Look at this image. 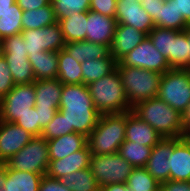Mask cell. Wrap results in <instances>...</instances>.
I'll use <instances>...</instances> for the list:
<instances>
[{"instance_id": "1", "label": "cell", "mask_w": 190, "mask_h": 191, "mask_svg": "<svg viewBox=\"0 0 190 191\" xmlns=\"http://www.w3.org/2000/svg\"><path fill=\"white\" fill-rule=\"evenodd\" d=\"M59 111L66 117L68 129L86 137L96 127L101 116L84 84H63Z\"/></svg>"}, {"instance_id": "2", "label": "cell", "mask_w": 190, "mask_h": 191, "mask_svg": "<svg viewBox=\"0 0 190 191\" xmlns=\"http://www.w3.org/2000/svg\"><path fill=\"white\" fill-rule=\"evenodd\" d=\"M132 112L150 124L163 138L183 137V114L158 97L135 104Z\"/></svg>"}, {"instance_id": "3", "label": "cell", "mask_w": 190, "mask_h": 191, "mask_svg": "<svg viewBox=\"0 0 190 191\" xmlns=\"http://www.w3.org/2000/svg\"><path fill=\"white\" fill-rule=\"evenodd\" d=\"M127 112L101 114L96 127L87 137L89 151L94 155L118 153L125 141Z\"/></svg>"}, {"instance_id": "4", "label": "cell", "mask_w": 190, "mask_h": 191, "mask_svg": "<svg viewBox=\"0 0 190 191\" xmlns=\"http://www.w3.org/2000/svg\"><path fill=\"white\" fill-rule=\"evenodd\" d=\"M93 105L101 114L132 110L116 68L99 80L87 85Z\"/></svg>"}, {"instance_id": "5", "label": "cell", "mask_w": 190, "mask_h": 191, "mask_svg": "<svg viewBox=\"0 0 190 191\" xmlns=\"http://www.w3.org/2000/svg\"><path fill=\"white\" fill-rule=\"evenodd\" d=\"M116 70L132 107L139 102L158 96L162 74L142 68L121 66L118 62Z\"/></svg>"}, {"instance_id": "6", "label": "cell", "mask_w": 190, "mask_h": 191, "mask_svg": "<svg viewBox=\"0 0 190 191\" xmlns=\"http://www.w3.org/2000/svg\"><path fill=\"white\" fill-rule=\"evenodd\" d=\"M0 54L7 61L15 85L30 84L36 81L21 33L2 39Z\"/></svg>"}, {"instance_id": "7", "label": "cell", "mask_w": 190, "mask_h": 191, "mask_svg": "<svg viewBox=\"0 0 190 191\" xmlns=\"http://www.w3.org/2000/svg\"><path fill=\"white\" fill-rule=\"evenodd\" d=\"M157 97L184 115L190 103V70L170 69L162 74Z\"/></svg>"}, {"instance_id": "8", "label": "cell", "mask_w": 190, "mask_h": 191, "mask_svg": "<svg viewBox=\"0 0 190 191\" xmlns=\"http://www.w3.org/2000/svg\"><path fill=\"white\" fill-rule=\"evenodd\" d=\"M4 164L12 170L45 175L49 165L48 141L42 136H34Z\"/></svg>"}, {"instance_id": "9", "label": "cell", "mask_w": 190, "mask_h": 191, "mask_svg": "<svg viewBox=\"0 0 190 191\" xmlns=\"http://www.w3.org/2000/svg\"><path fill=\"white\" fill-rule=\"evenodd\" d=\"M90 170L100 187L110 184L126 183L134 168L119 153L91 155Z\"/></svg>"}, {"instance_id": "10", "label": "cell", "mask_w": 190, "mask_h": 191, "mask_svg": "<svg viewBox=\"0 0 190 191\" xmlns=\"http://www.w3.org/2000/svg\"><path fill=\"white\" fill-rule=\"evenodd\" d=\"M35 86L33 83L15 85L0 100V120L14 123L18 116L23 115L35 106Z\"/></svg>"}, {"instance_id": "11", "label": "cell", "mask_w": 190, "mask_h": 191, "mask_svg": "<svg viewBox=\"0 0 190 191\" xmlns=\"http://www.w3.org/2000/svg\"><path fill=\"white\" fill-rule=\"evenodd\" d=\"M21 34L28 55L43 51H60L66 44L58 22L40 29L22 30Z\"/></svg>"}, {"instance_id": "12", "label": "cell", "mask_w": 190, "mask_h": 191, "mask_svg": "<svg viewBox=\"0 0 190 191\" xmlns=\"http://www.w3.org/2000/svg\"><path fill=\"white\" fill-rule=\"evenodd\" d=\"M118 63L121 66L147 69L160 74H164L171 69L167 60L155 48L148 37L122 57Z\"/></svg>"}, {"instance_id": "13", "label": "cell", "mask_w": 190, "mask_h": 191, "mask_svg": "<svg viewBox=\"0 0 190 191\" xmlns=\"http://www.w3.org/2000/svg\"><path fill=\"white\" fill-rule=\"evenodd\" d=\"M117 24H126L146 35L155 27L152 18L143 9L141 0H117L115 12Z\"/></svg>"}, {"instance_id": "14", "label": "cell", "mask_w": 190, "mask_h": 191, "mask_svg": "<svg viewBox=\"0 0 190 191\" xmlns=\"http://www.w3.org/2000/svg\"><path fill=\"white\" fill-rule=\"evenodd\" d=\"M34 136L15 123L0 120V163H5Z\"/></svg>"}, {"instance_id": "15", "label": "cell", "mask_w": 190, "mask_h": 191, "mask_svg": "<svg viewBox=\"0 0 190 191\" xmlns=\"http://www.w3.org/2000/svg\"><path fill=\"white\" fill-rule=\"evenodd\" d=\"M91 155L89 147L86 145L82 150L71 153L62 159L49 160L45 175L59 180L61 177L75 171L87 169L90 167Z\"/></svg>"}, {"instance_id": "16", "label": "cell", "mask_w": 190, "mask_h": 191, "mask_svg": "<svg viewBox=\"0 0 190 191\" xmlns=\"http://www.w3.org/2000/svg\"><path fill=\"white\" fill-rule=\"evenodd\" d=\"M169 180L190 181V145L183 138H171Z\"/></svg>"}, {"instance_id": "17", "label": "cell", "mask_w": 190, "mask_h": 191, "mask_svg": "<svg viewBox=\"0 0 190 191\" xmlns=\"http://www.w3.org/2000/svg\"><path fill=\"white\" fill-rule=\"evenodd\" d=\"M116 25V18L89 10L86 41L111 47Z\"/></svg>"}, {"instance_id": "18", "label": "cell", "mask_w": 190, "mask_h": 191, "mask_svg": "<svg viewBox=\"0 0 190 191\" xmlns=\"http://www.w3.org/2000/svg\"><path fill=\"white\" fill-rule=\"evenodd\" d=\"M147 38L144 32L126 24H117L110 47L111 56L118 62Z\"/></svg>"}, {"instance_id": "19", "label": "cell", "mask_w": 190, "mask_h": 191, "mask_svg": "<svg viewBox=\"0 0 190 191\" xmlns=\"http://www.w3.org/2000/svg\"><path fill=\"white\" fill-rule=\"evenodd\" d=\"M163 137L147 122L141 120L132 110L127 111L125 140L154 147Z\"/></svg>"}, {"instance_id": "20", "label": "cell", "mask_w": 190, "mask_h": 191, "mask_svg": "<svg viewBox=\"0 0 190 191\" xmlns=\"http://www.w3.org/2000/svg\"><path fill=\"white\" fill-rule=\"evenodd\" d=\"M171 155V138H163L152 147L146 166L147 172L160 184L169 180V159Z\"/></svg>"}, {"instance_id": "21", "label": "cell", "mask_w": 190, "mask_h": 191, "mask_svg": "<svg viewBox=\"0 0 190 191\" xmlns=\"http://www.w3.org/2000/svg\"><path fill=\"white\" fill-rule=\"evenodd\" d=\"M86 145L87 137L78 132L48 140L49 160L62 159L71 153L82 150Z\"/></svg>"}, {"instance_id": "22", "label": "cell", "mask_w": 190, "mask_h": 191, "mask_svg": "<svg viewBox=\"0 0 190 191\" xmlns=\"http://www.w3.org/2000/svg\"><path fill=\"white\" fill-rule=\"evenodd\" d=\"M33 84L37 108H59L63 84L58 78L36 80Z\"/></svg>"}, {"instance_id": "23", "label": "cell", "mask_w": 190, "mask_h": 191, "mask_svg": "<svg viewBox=\"0 0 190 191\" xmlns=\"http://www.w3.org/2000/svg\"><path fill=\"white\" fill-rule=\"evenodd\" d=\"M59 51H43L28 55L35 80L54 79L58 77Z\"/></svg>"}, {"instance_id": "24", "label": "cell", "mask_w": 190, "mask_h": 191, "mask_svg": "<svg viewBox=\"0 0 190 191\" xmlns=\"http://www.w3.org/2000/svg\"><path fill=\"white\" fill-rule=\"evenodd\" d=\"M64 49L78 62L104 58L110 55V47L86 40L66 43Z\"/></svg>"}, {"instance_id": "25", "label": "cell", "mask_w": 190, "mask_h": 191, "mask_svg": "<svg viewBox=\"0 0 190 191\" xmlns=\"http://www.w3.org/2000/svg\"><path fill=\"white\" fill-rule=\"evenodd\" d=\"M44 174L27 171H16L7 168L4 191H39V186Z\"/></svg>"}, {"instance_id": "26", "label": "cell", "mask_w": 190, "mask_h": 191, "mask_svg": "<svg viewBox=\"0 0 190 191\" xmlns=\"http://www.w3.org/2000/svg\"><path fill=\"white\" fill-rule=\"evenodd\" d=\"M88 12L73 13L59 19L65 43L86 40Z\"/></svg>"}, {"instance_id": "27", "label": "cell", "mask_w": 190, "mask_h": 191, "mask_svg": "<svg viewBox=\"0 0 190 191\" xmlns=\"http://www.w3.org/2000/svg\"><path fill=\"white\" fill-rule=\"evenodd\" d=\"M117 61L111 56L81 63L82 84L88 85L110 74L116 68Z\"/></svg>"}, {"instance_id": "28", "label": "cell", "mask_w": 190, "mask_h": 191, "mask_svg": "<svg viewBox=\"0 0 190 191\" xmlns=\"http://www.w3.org/2000/svg\"><path fill=\"white\" fill-rule=\"evenodd\" d=\"M57 78L62 84H82L81 63L64 48L59 51Z\"/></svg>"}, {"instance_id": "29", "label": "cell", "mask_w": 190, "mask_h": 191, "mask_svg": "<svg viewBox=\"0 0 190 191\" xmlns=\"http://www.w3.org/2000/svg\"><path fill=\"white\" fill-rule=\"evenodd\" d=\"M57 22L51 3L35 10L23 11L22 30L40 29Z\"/></svg>"}, {"instance_id": "30", "label": "cell", "mask_w": 190, "mask_h": 191, "mask_svg": "<svg viewBox=\"0 0 190 191\" xmlns=\"http://www.w3.org/2000/svg\"><path fill=\"white\" fill-rule=\"evenodd\" d=\"M71 191H100V185L90 168L75 171L59 179Z\"/></svg>"}, {"instance_id": "31", "label": "cell", "mask_w": 190, "mask_h": 191, "mask_svg": "<svg viewBox=\"0 0 190 191\" xmlns=\"http://www.w3.org/2000/svg\"><path fill=\"white\" fill-rule=\"evenodd\" d=\"M22 9L17 3L0 11V40L22 32Z\"/></svg>"}, {"instance_id": "32", "label": "cell", "mask_w": 190, "mask_h": 191, "mask_svg": "<svg viewBox=\"0 0 190 191\" xmlns=\"http://www.w3.org/2000/svg\"><path fill=\"white\" fill-rule=\"evenodd\" d=\"M152 147L138 144L137 142L124 141L118 150V153L129 162L134 168L145 167L150 157Z\"/></svg>"}, {"instance_id": "33", "label": "cell", "mask_w": 190, "mask_h": 191, "mask_svg": "<svg viewBox=\"0 0 190 191\" xmlns=\"http://www.w3.org/2000/svg\"><path fill=\"white\" fill-rule=\"evenodd\" d=\"M166 60L171 69H188V41L185 30H174L172 54Z\"/></svg>"}, {"instance_id": "34", "label": "cell", "mask_w": 190, "mask_h": 191, "mask_svg": "<svg viewBox=\"0 0 190 191\" xmlns=\"http://www.w3.org/2000/svg\"><path fill=\"white\" fill-rule=\"evenodd\" d=\"M126 186L132 191H159L160 183L144 167L133 168Z\"/></svg>"}, {"instance_id": "35", "label": "cell", "mask_w": 190, "mask_h": 191, "mask_svg": "<svg viewBox=\"0 0 190 191\" xmlns=\"http://www.w3.org/2000/svg\"><path fill=\"white\" fill-rule=\"evenodd\" d=\"M155 26L177 31H183L188 27L182 15L178 14L173 3H168L166 0L163 5H159V21Z\"/></svg>"}, {"instance_id": "36", "label": "cell", "mask_w": 190, "mask_h": 191, "mask_svg": "<svg viewBox=\"0 0 190 191\" xmlns=\"http://www.w3.org/2000/svg\"><path fill=\"white\" fill-rule=\"evenodd\" d=\"M147 37L165 59L172 54V39H174L173 29L155 26Z\"/></svg>"}, {"instance_id": "37", "label": "cell", "mask_w": 190, "mask_h": 191, "mask_svg": "<svg viewBox=\"0 0 190 191\" xmlns=\"http://www.w3.org/2000/svg\"><path fill=\"white\" fill-rule=\"evenodd\" d=\"M91 0H51L57 21L73 13L88 12Z\"/></svg>"}, {"instance_id": "38", "label": "cell", "mask_w": 190, "mask_h": 191, "mask_svg": "<svg viewBox=\"0 0 190 191\" xmlns=\"http://www.w3.org/2000/svg\"><path fill=\"white\" fill-rule=\"evenodd\" d=\"M72 132L73 129H68L66 117L58 110L53 119L42 130L41 136L48 141Z\"/></svg>"}, {"instance_id": "39", "label": "cell", "mask_w": 190, "mask_h": 191, "mask_svg": "<svg viewBox=\"0 0 190 191\" xmlns=\"http://www.w3.org/2000/svg\"><path fill=\"white\" fill-rule=\"evenodd\" d=\"M14 123L33 136H39V116L36 111V106L30 108L29 111L23 115L18 116V119Z\"/></svg>"}, {"instance_id": "40", "label": "cell", "mask_w": 190, "mask_h": 191, "mask_svg": "<svg viewBox=\"0 0 190 191\" xmlns=\"http://www.w3.org/2000/svg\"><path fill=\"white\" fill-rule=\"evenodd\" d=\"M15 86L11 71L3 55L0 54V100L7 95Z\"/></svg>"}, {"instance_id": "41", "label": "cell", "mask_w": 190, "mask_h": 191, "mask_svg": "<svg viewBox=\"0 0 190 191\" xmlns=\"http://www.w3.org/2000/svg\"><path fill=\"white\" fill-rule=\"evenodd\" d=\"M117 0H91L90 10L115 18Z\"/></svg>"}, {"instance_id": "42", "label": "cell", "mask_w": 190, "mask_h": 191, "mask_svg": "<svg viewBox=\"0 0 190 191\" xmlns=\"http://www.w3.org/2000/svg\"><path fill=\"white\" fill-rule=\"evenodd\" d=\"M39 191H71L70 188L64 186L60 180L53 179L44 175L42 177Z\"/></svg>"}, {"instance_id": "43", "label": "cell", "mask_w": 190, "mask_h": 191, "mask_svg": "<svg viewBox=\"0 0 190 191\" xmlns=\"http://www.w3.org/2000/svg\"><path fill=\"white\" fill-rule=\"evenodd\" d=\"M165 0H141L143 9L152 18L154 25L159 21V5H163Z\"/></svg>"}, {"instance_id": "44", "label": "cell", "mask_w": 190, "mask_h": 191, "mask_svg": "<svg viewBox=\"0 0 190 191\" xmlns=\"http://www.w3.org/2000/svg\"><path fill=\"white\" fill-rule=\"evenodd\" d=\"M59 108H37L39 116V136H41L42 130L44 127L53 119L55 113Z\"/></svg>"}, {"instance_id": "45", "label": "cell", "mask_w": 190, "mask_h": 191, "mask_svg": "<svg viewBox=\"0 0 190 191\" xmlns=\"http://www.w3.org/2000/svg\"><path fill=\"white\" fill-rule=\"evenodd\" d=\"M159 191H190V181L168 180L160 184Z\"/></svg>"}, {"instance_id": "46", "label": "cell", "mask_w": 190, "mask_h": 191, "mask_svg": "<svg viewBox=\"0 0 190 191\" xmlns=\"http://www.w3.org/2000/svg\"><path fill=\"white\" fill-rule=\"evenodd\" d=\"M168 3H173L178 14H181L186 24L190 25V0H166Z\"/></svg>"}, {"instance_id": "47", "label": "cell", "mask_w": 190, "mask_h": 191, "mask_svg": "<svg viewBox=\"0 0 190 191\" xmlns=\"http://www.w3.org/2000/svg\"><path fill=\"white\" fill-rule=\"evenodd\" d=\"M16 3L22 9V11H32L49 5L51 0H16Z\"/></svg>"}, {"instance_id": "48", "label": "cell", "mask_w": 190, "mask_h": 191, "mask_svg": "<svg viewBox=\"0 0 190 191\" xmlns=\"http://www.w3.org/2000/svg\"><path fill=\"white\" fill-rule=\"evenodd\" d=\"M100 191H132L126 186V183L110 184L100 188Z\"/></svg>"}, {"instance_id": "49", "label": "cell", "mask_w": 190, "mask_h": 191, "mask_svg": "<svg viewBox=\"0 0 190 191\" xmlns=\"http://www.w3.org/2000/svg\"><path fill=\"white\" fill-rule=\"evenodd\" d=\"M183 135H190V103L183 115Z\"/></svg>"}, {"instance_id": "50", "label": "cell", "mask_w": 190, "mask_h": 191, "mask_svg": "<svg viewBox=\"0 0 190 191\" xmlns=\"http://www.w3.org/2000/svg\"><path fill=\"white\" fill-rule=\"evenodd\" d=\"M7 166L0 163V191H4L3 184L6 182Z\"/></svg>"}, {"instance_id": "51", "label": "cell", "mask_w": 190, "mask_h": 191, "mask_svg": "<svg viewBox=\"0 0 190 191\" xmlns=\"http://www.w3.org/2000/svg\"><path fill=\"white\" fill-rule=\"evenodd\" d=\"M15 3L16 0H0V11L9 9Z\"/></svg>"}, {"instance_id": "52", "label": "cell", "mask_w": 190, "mask_h": 191, "mask_svg": "<svg viewBox=\"0 0 190 191\" xmlns=\"http://www.w3.org/2000/svg\"><path fill=\"white\" fill-rule=\"evenodd\" d=\"M184 30L188 41V69L190 70V25Z\"/></svg>"}, {"instance_id": "53", "label": "cell", "mask_w": 190, "mask_h": 191, "mask_svg": "<svg viewBox=\"0 0 190 191\" xmlns=\"http://www.w3.org/2000/svg\"><path fill=\"white\" fill-rule=\"evenodd\" d=\"M182 138L190 145V135H183Z\"/></svg>"}]
</instances>
